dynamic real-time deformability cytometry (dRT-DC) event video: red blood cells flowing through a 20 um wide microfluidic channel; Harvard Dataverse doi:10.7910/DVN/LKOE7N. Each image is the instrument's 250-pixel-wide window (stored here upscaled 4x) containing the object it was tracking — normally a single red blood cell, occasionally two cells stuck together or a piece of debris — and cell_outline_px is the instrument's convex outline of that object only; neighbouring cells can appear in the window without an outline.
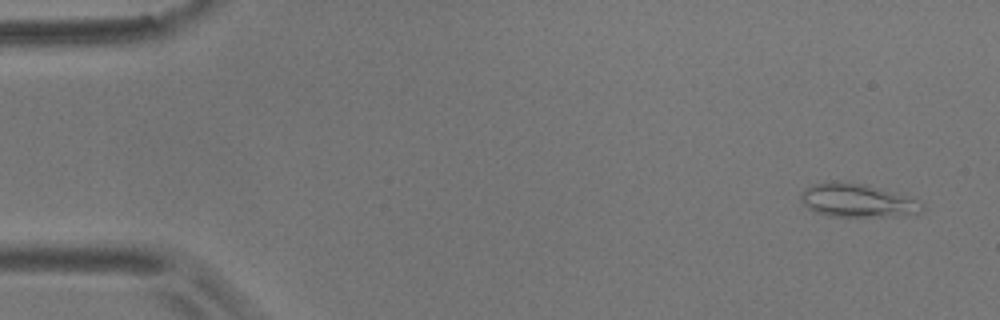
{"species": "common noctule bat (a hibernating species)", "species_latin": "Nyctalus noctula", "temperature_condition": "room temperature", "stored_images_in_passage": 4, "camera_frame_rate_fps": 3000, "um_per_image_px": 0.085, "animal": {"sex": "male", "body_mass_g": 17.9}, "frame": {"image": 1, "passage_image": 1, "time_ms": 0.0, "image_size_px": [1000, 320], "cell_outline_px": [[924, 208], [920, 212], [896, 216], [828, 216], [816, 212], [808, 208], [800, 200], [800, 192], [804, 188], [812, 184], [864, 184], [920, 200], [924, 204]], "centroid_in_image_um": [72.88, 17.08], "position_along_channel_um": 12.1, "area_um2": 22.89}}